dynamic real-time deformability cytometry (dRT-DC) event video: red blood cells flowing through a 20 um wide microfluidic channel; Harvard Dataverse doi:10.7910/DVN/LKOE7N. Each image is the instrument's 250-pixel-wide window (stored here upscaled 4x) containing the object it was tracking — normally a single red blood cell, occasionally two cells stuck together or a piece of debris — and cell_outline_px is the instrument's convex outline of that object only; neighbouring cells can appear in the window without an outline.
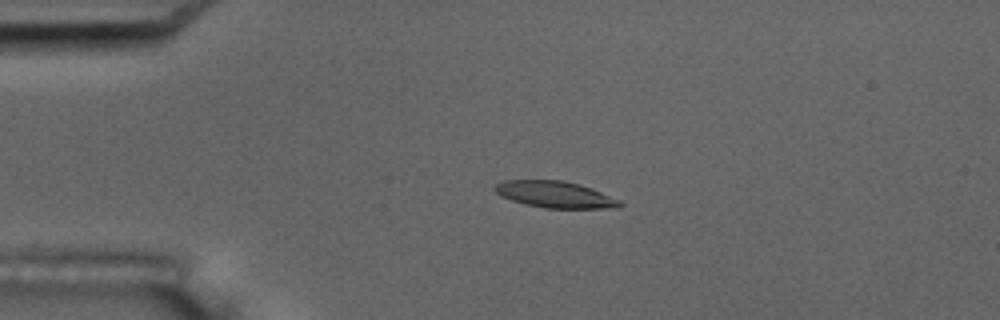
{"species": "common noctule bat (a hibernating species)", "species_latin": "Nyctalus noctula", "temperature_condition": "room temperature", "stored_images_in_passage": 55, "camera_frame_rate_fps": 3000, "um_per_image_px": 0.085, "animal": {"sex": "male", "body_mass_g": 17.5, "forearm_length_mm": 52.3}, "frame": {"image": 1, "passage_image": 13, "time_ms": 4.0, "image_size_px": [1000, 320], "cell_outline_px": [[624, 204], [620, 208], [544, 208], [524, 204], [500, 196], [492, 188], [496, 184], [504, 180], [564, 180], [580, 184], [620, 200]], "centroid_in_image_um": [47.17, 16.53], "position_along_channel_um": 37.8, "area_um2": 19.42}}
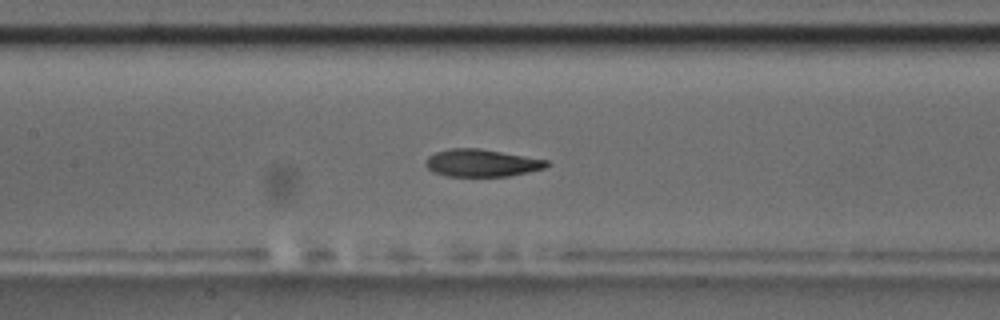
{"frame": {"image": 2, "passage_image": 26, "time_ms": 8.333, "image_size_px": [1000, 320], "cell_outline_px": [[552, 164], [544, 168], [528, 172], [508, 176], [448, 176], [432, 172], [424, 164], [424, 160], [428, 156], [436, 152], [448, 148], [480, 148], [548, 160]], "centroid_in_image_um": [40.92, 13.84], "position_along_channel_um": 166.5, "area_um2": 19.48}}
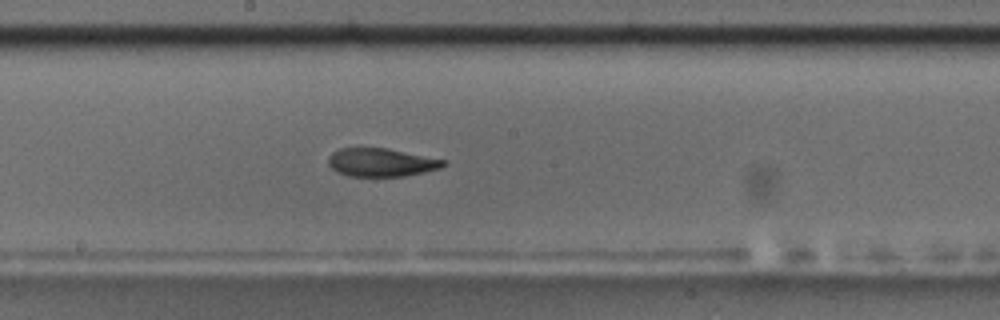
{"frame": {"image": 3, "passage_image": 30, "time_ms": 9.667, "image_size_px": [1000, 320], "cell_outline_px": [[448, 164], [440, 168], [424, 172], [404, 176], [348, 176], [336, 172], [328, 164], [328, 156], [332, 152], [340, 148], [388, 148], [448, 160]], "centroid_in_image_um": [32.42, 13.8], "position_along_channel_um": 215.8, "area_um2": 19.19}, "authors_computed_cell_mechanics": {"area_um2": 19.7098, "velocity_mm_per_s": 3.7362, "shape_relaxation_time_tau1_ms": 9.928, "shape_relaxation_time_tau2_ms": 2.4528, "deformation_change_tau1": 0.247, "deformation_change_tau2": 0.0993}}